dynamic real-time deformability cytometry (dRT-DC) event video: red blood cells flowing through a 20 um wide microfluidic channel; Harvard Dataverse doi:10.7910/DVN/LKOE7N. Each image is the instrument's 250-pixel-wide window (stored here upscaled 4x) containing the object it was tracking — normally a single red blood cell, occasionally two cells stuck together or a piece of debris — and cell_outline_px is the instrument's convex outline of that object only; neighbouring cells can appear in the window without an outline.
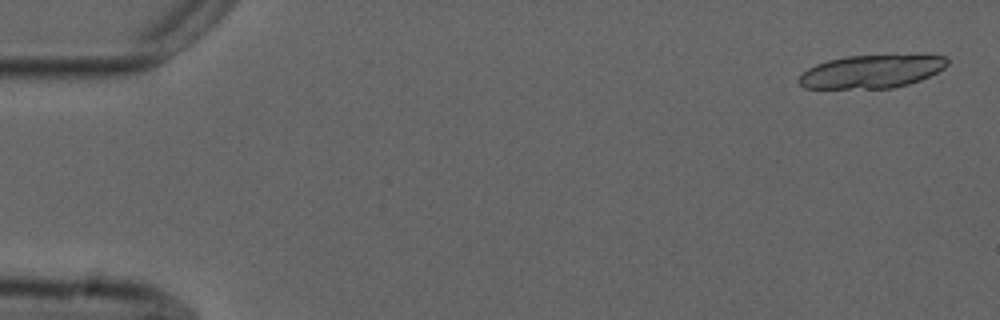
{"species": "common noctule bat (a hibernating species)", "species_latin": "Nyctalus noctula", "temperature_condition": "cold", "stored_images_in_passage": 13, "camera_frame_rate_fps": 3000, "um_per_image_px": 0.085, "animal": {"sex": "male", "forearm_length_mm": 52.5}, "frame": {"image": 1, "passage_image": 2, "time_ms": 0.333, "image_size_px": [1000, 320], "cell_outline_px": [[948, 64], [944, 68], [920, 80], [908, 84], [892, 88], [804, 88], [796, 80], [808, 68], [816, 64], [828, 60], [848, 56], [892, 52], [928, 52], [944, 56], [948, 60]], "centroid_in_image_um": [74.19, 6.0], "position_along_channel_um": 10.8, "area_um2": 30.0}}